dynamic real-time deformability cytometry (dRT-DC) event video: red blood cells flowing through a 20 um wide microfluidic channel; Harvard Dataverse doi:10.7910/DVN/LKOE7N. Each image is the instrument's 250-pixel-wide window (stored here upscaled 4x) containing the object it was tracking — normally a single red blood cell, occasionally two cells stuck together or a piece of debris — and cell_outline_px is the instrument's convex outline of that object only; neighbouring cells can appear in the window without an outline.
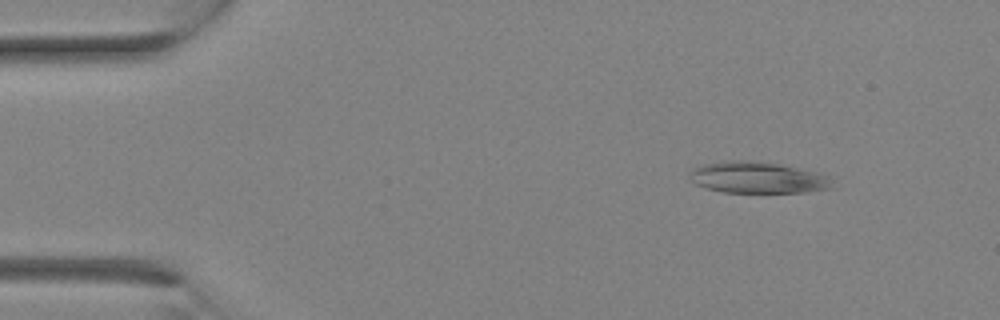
{"species": "Egyptian fruit bat (a non-hibernating species)", "species_latin": "Rousettus aegyptiacus", "temperature_condition": "room temperature", "stored_images_in_passage": 13, "camera_frame_rate_fps": 3000, "um_per_image_px": 0.085, "animal": {"sex": "female"}, "frame": {"image": 1, "passage_image": 3, "time_ms": 0.667, "image_size_px": [1000, 320], "cell_outline_px": [[836, 188], [808, 192], [720, 192], [696, 184], [688, 176], [688, 172], [692, 168], [704, 164], [728, 160], [748, 160], [780, 164], [824, 172], [828, 176]], "centroid_in_image_um": [64.47, 15.08], "position_along_channel_um": 20.5, "area_um2": 26.59}}
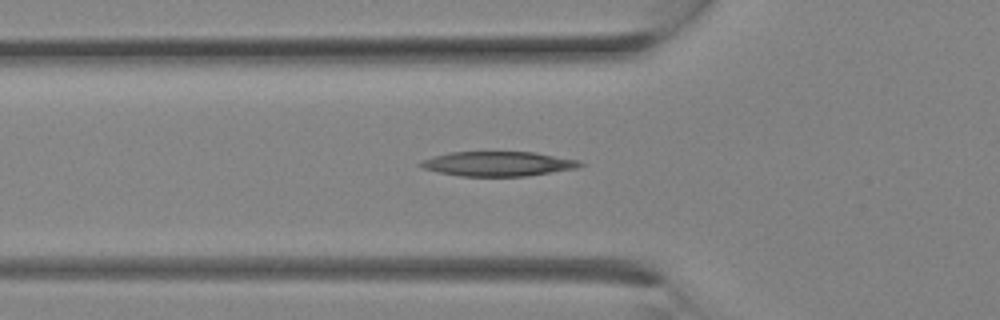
{"frame": {"image": 2, "passage_image": 9, "time_ms": 2.667, "image_size_px": [1000, 320], "cell_outline_px": [[584, 164], [576, 168], [524, 176], [460, 176], [440, 172], [424, 168], [416, 164], [420, 160], [432, 156], [452, 152], [532, 152], [580, 160]], "centroid_in_image_um": [42.29, 13.92], "position_along_channel_um": 83.5, "area_um2": 22.72}}
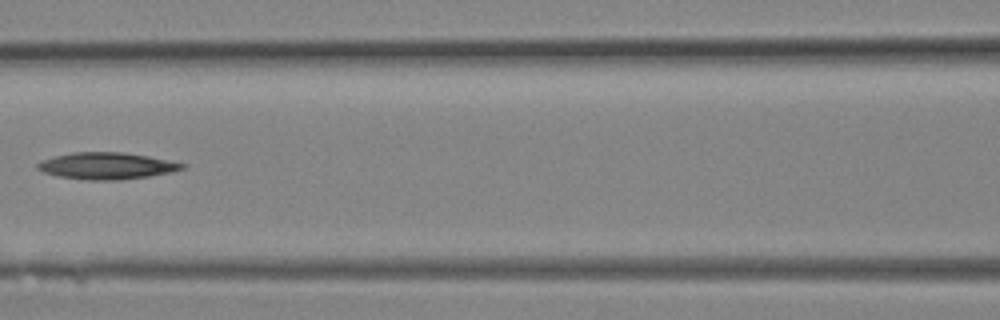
{"frame": {"image": 3, "passage_image": 12, "time_ms": 3.667, "image_size_px": [1000, 320], "cell_outline_px": [[188, 164], [184, 168], [172, 172], [148, 176], [120, 180], [84, 180], [56, 176], [44, 172], [36, 168], [36, 164], [40, 160], [72, 152], [120, 152], [148, 156]], "centroid_in_image_um": [9.05, 14.1], "position_along_channel_um": 157.6, "area_um2": 22.6}}